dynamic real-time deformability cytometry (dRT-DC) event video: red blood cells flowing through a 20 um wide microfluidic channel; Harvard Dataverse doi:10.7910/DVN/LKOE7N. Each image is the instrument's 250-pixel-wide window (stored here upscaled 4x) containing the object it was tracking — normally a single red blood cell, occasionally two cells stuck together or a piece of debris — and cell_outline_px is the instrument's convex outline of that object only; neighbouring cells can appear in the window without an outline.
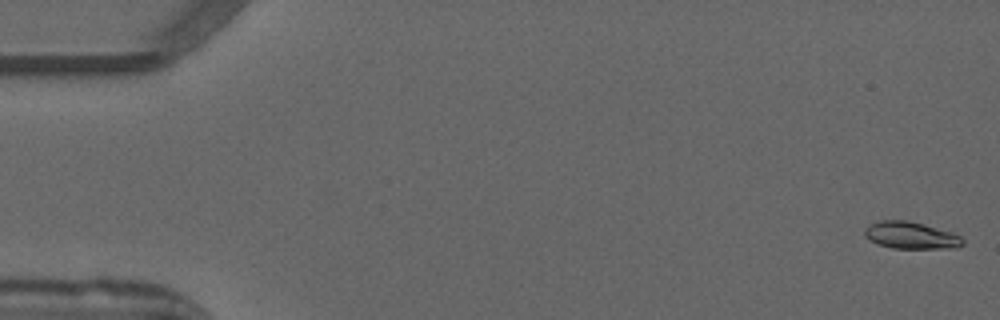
{"species": "common noctule bat (a hibernating species)", "species_latin": "Nyctalus noctula", "temperature_condition": "warm", "stored_images_in_passage": 53, "camera_frame_rate_fps": 3000, "um_per_image_px": 0.085, "animal": {"sex": "male", "forearm_length_mm": 52.5}, "frame": {"image": 1, "passage_image": 1, "time_ms": 0.0, "image_size_px": [1000, 320], "cell_outline_px": [[964, 244], [956, 248], [892, 248], [876, 244], [868, 240], [864, 236], [864, 228], [880, 220], [908, 220], [924, 224], [952, 232], [960, 236], [964, 240]], "centroid_in_image_um": [77.41, 20.01], "position_along_channel_um": 7.6, "area_um2": 15.61}}
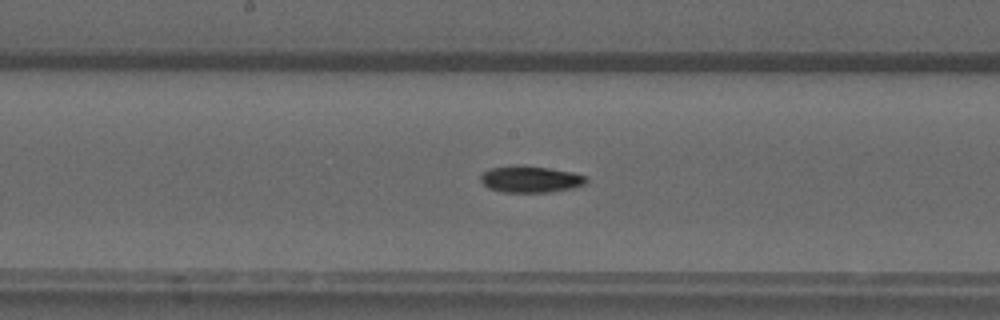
{"frame": {"image": 2, "passage_image": 27, "time_ms": 8.667, "image_size_px": [1000, 320], "cell_outline_px": [[588, 180], [584, 184], [572, 188], [548, 192], [500, 192], [488, 188], [480, 180], [480, 176], [488, 168], [512, 164], [524, 164], [572, 172], [588, 176]], "centroid_in_image_um": [45.06, 15.21], "position_along_channel_um": 203.1, "area_um2": 16.7}}
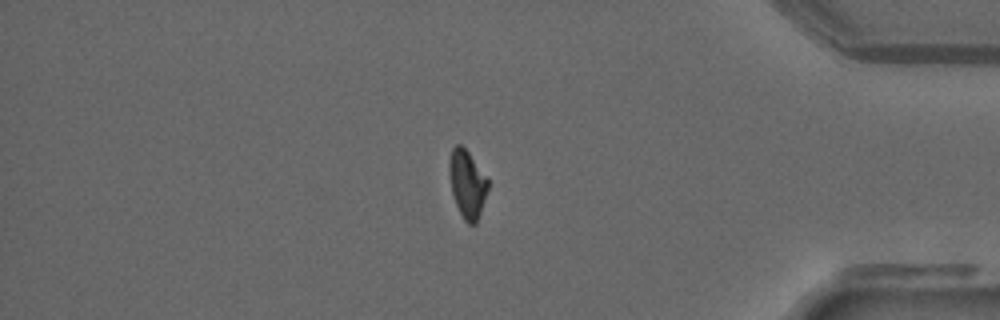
{"frame": {"image": 3, "passage_image": 44, "time_ms": 14.333, "image_size_px": [1000, 320], "cell_outline_px": [[488, 188], [476, 224], [468, 224], [464, 220], [456, 204], [452, 192], [448, 172], [448, 160], [452, 148], [456, 144], [460, 144], [468, 152], [488, 180]], "centroid_in_image_um": [39.68, 15.62], "position_along_channel_um": 395.5, "area_um2": 15.09}, "authors_computed_cell_mechanics": {"area_um2": 15.7794, "velocity_mm_per_s": 3.9438, "shape_relaxation_time_tau1_ms": null, "shape_relaxation_time_tau2_ms": 4.3715, "deformation_change_tau1": null, "deformation_change_tau2": 0.0951}}